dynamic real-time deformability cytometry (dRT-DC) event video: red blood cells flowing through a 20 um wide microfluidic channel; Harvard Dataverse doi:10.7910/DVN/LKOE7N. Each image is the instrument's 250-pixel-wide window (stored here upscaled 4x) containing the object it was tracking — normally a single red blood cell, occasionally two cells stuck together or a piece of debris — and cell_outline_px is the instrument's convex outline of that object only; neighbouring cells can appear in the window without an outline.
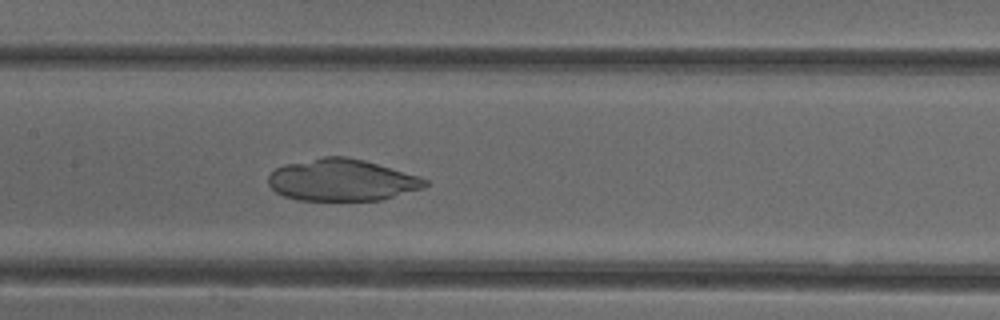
{"species": "common noctule bat (a hibernating species)", "species_latin": "Nyctalus noctula", "temperature_condition": "cold", "stored_images_in_passage": 16, "camera_frame_rate_fps": 3000, "um_per_image_px": 0.085, "animal": {"sex": "female"}, "frame": {"image": 1, "passage_image": 12, "time_ms": 3.667, "image_size_px": [1000, 320], "cell_outline_px": [[428, 184], [424, 188], [380, 200], [296, 200], [284, 196], [276, 192], [268, 184], [268, 176], [276, 168], [284, 164], [324, 156], [348, 156], [364, 160], [420, 176], [428, 180]], "centroid_in_image_um": [29.06, 15.3], "position_along_channel_um": 178.3, "area_um2": 38.32}}